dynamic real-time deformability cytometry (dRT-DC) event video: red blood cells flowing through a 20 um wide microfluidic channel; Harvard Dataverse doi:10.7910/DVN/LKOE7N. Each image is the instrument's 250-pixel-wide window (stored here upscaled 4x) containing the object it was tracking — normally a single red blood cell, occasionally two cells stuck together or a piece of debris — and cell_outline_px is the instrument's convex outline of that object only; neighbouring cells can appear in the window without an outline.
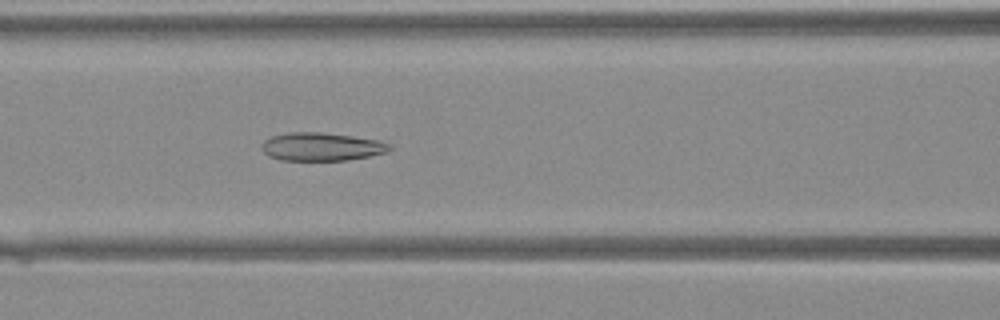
{"species": "Egyptian fruit bat (a non-hibernating species)", "species_latin": "Rousettus aegyptiacus", "temperature_condition": "warm", "stored_images_in_passage": 41, "camera_frame_rate_fps": 3000, "um_per_image_px": 0.085, "animal": {"sex": "female"}, "frame": {"image": 1, "passage_image": 18, "time_ms": 5.667, "image_size_px": [1000, 320], "cell_outline_px": [[392, 148], [388, 152], [348, 160], [280, 160], [268, 156], [264, 152], [260, 144], [264, 140], [272, 136], [288, 132], [320, 132], [352, 136], [380, 140], [388, 144]], "centroid_in_image_um": [27.31, 12.47], "position_along_channel_um": 139.3, "area_um2": 21.04}}
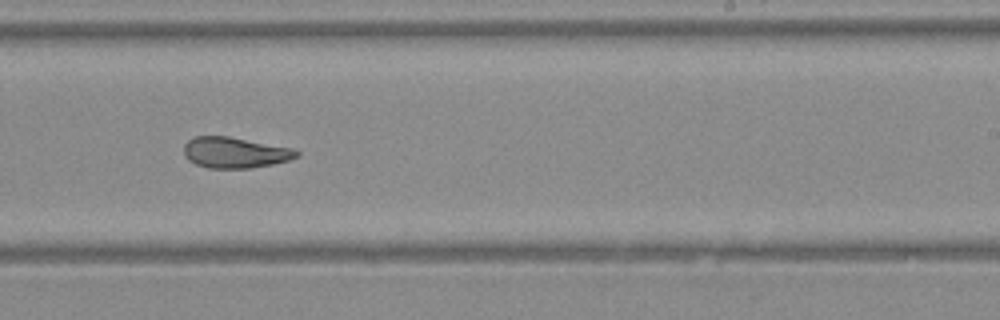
{"frame": {"image": 2, "passage_image": 26, "time_ms": 8.333, "image_size_px": [1000, 320], "cell_outline_px": [[300, 156], [288, 160], [272, 164], [252, 168], [208, 168], [196, 164], [188, 160], [184, 156], [184, 144], [188, 140], [196, 136], [228, 136], [292, 148], [300, 152]], "centroid_in_image_um": [19.96, 12.97], "position_along_channel_um": 269.0, "area_um2": 20.29}}
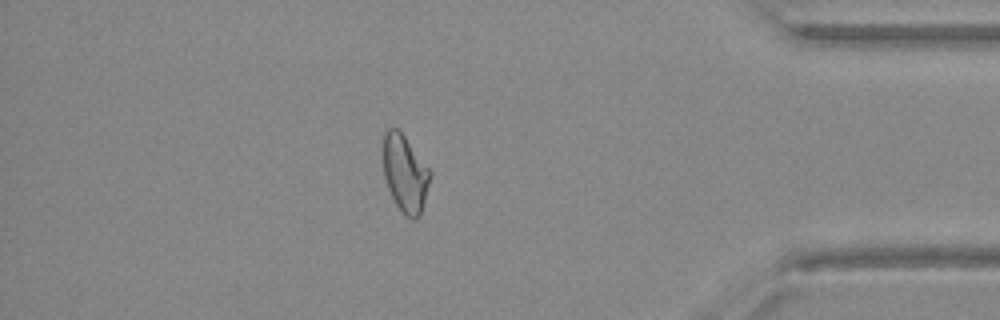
{"frame": {"image": 3, "passage_image": 36, "time_ms": 11.667, "image_size_px": [1000, 320], "cell_outline_px": [[432, 176], [420, 212], [416, 220], [412, 220], [396, 204], [388, 188], [384, 176], [384, 132], [388, 128], [396, 128], [404, 136], [432, 172]], "centroid_in_image_um": [34.44, 14.74], "position_along_channel_um": 400.8, "area_um2": 20.58}}